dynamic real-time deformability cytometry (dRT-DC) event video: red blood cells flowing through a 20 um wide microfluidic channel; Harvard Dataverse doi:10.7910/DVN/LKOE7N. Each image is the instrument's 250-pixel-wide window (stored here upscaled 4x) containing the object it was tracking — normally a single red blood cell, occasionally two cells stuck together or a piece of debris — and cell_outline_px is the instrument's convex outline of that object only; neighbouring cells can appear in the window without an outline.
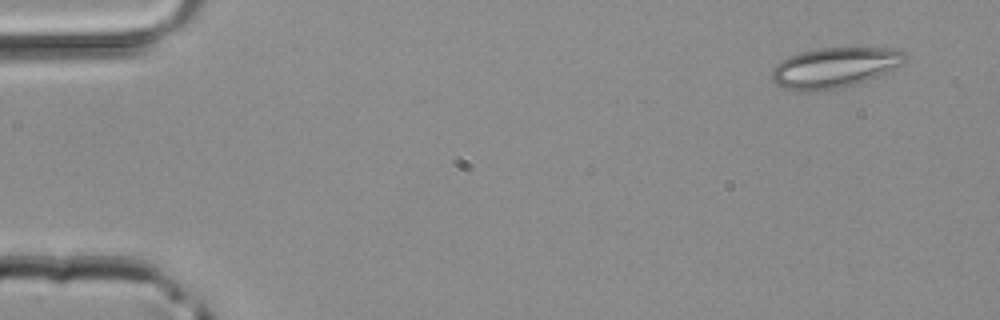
{"species": "common noctule bat (a hibernating species)", "species_latin": "Nyctalus noctula", "temperature_condition": "room temperature", "stored_images_in_passage": 10, "camera_frame_rate_fps": 3000, "um_per_image_px": 0.085, "animal": {"sex": "male", "body_mass_g": 20.4}, "frame": {"image": 1, "passage_image": 1, "time_ms": 0.0, "image_size_px": [1000, 320], "cell_outline_px": [[908, 60], [904, 64], [864, 80], [852, 84], [836, 88], [812, 92], [800, 92], [784, 88], [772, 80], [772, 68], [780, 60], [788, 56], [800, 52], [816, 48], [896, 48], [904, 52], [908, 56]], "centroid_in_image_um": [70.91, 5.73], "position_along_channel_um": 14.1, "area_um2": 31.21}}